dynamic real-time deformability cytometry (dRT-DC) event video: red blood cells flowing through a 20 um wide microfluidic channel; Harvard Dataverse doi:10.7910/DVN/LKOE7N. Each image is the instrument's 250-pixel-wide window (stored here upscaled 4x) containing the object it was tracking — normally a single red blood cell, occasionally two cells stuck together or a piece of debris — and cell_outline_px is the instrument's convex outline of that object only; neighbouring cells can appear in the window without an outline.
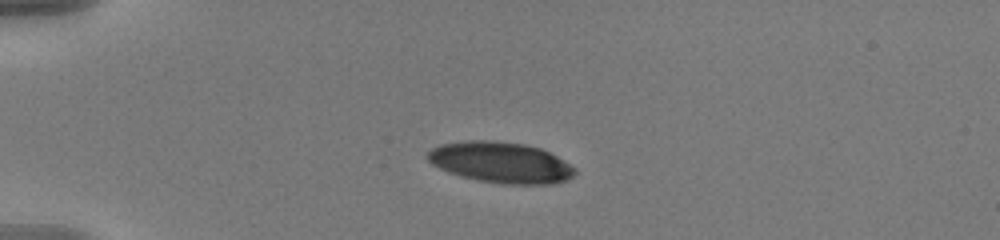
{"species": "human", "species_latin": "Homo sapiens", "temperature_condition": "warm", "stored_images_in_passage": 43, "camera_frame_rate_fps": 3000, "um_per_image_px": 0.085, "donor": {"sex": "male"}, "frame": {"image": 1, "passage_image": 1, "time_ms": 0.0, "image_size_px": [1000, 240], "cell_outline_px": [[576, 172], [568, 180], [556, 184], [504, 184], [476, 180], [460, 176], [448, 172], [432, 164], [428, 160], [428, 152], [432, 148], [440, 144], [468, 140], [488, 140], [524, 144], [540, 148], [564, 160], [576, 168]], "centroid_in_image_um": [42.58, 13.82], "position_along_channel_um": 42.4, "area_um2": 35.2}}
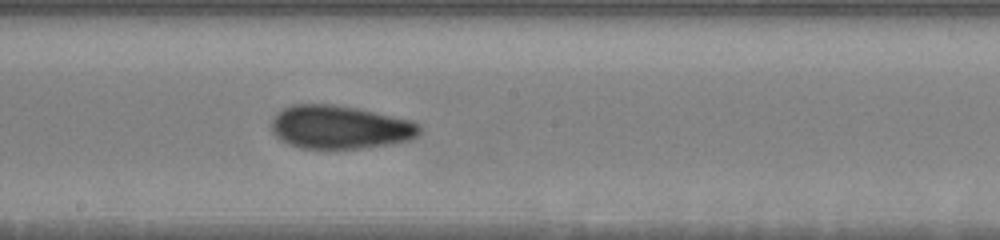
{"frame": {"image": 2, "passage_image": 19, "time_ms": 6.0, "image_size_px": [1000, 240], "cell_outline_px": [[420, 132], [412, 140], [388, 144], [360, 148], [300, 148], [288, 144], [280, 140], [272, 132], [272, 120], [276, 112], [292, 104], [332, 104], [356, 108], [412, 120], [420, 124]], "centroid_in_image_um": [28.88, 10.8], "position_along_channel_um": 219.3, "area_um2": 37.45}}
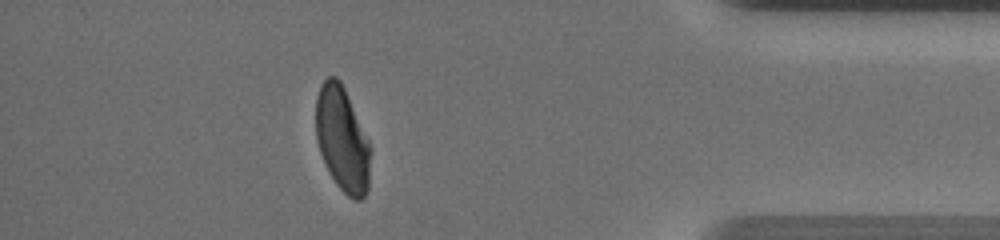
{"frame": {"image": 3, "passage_image": 37, "time_ms": 12.0, "image_size_px": [1000, 240], "cell_outline_px": [[368, 188], [364, 196], [360, 200], [356, 200], [348, 196], [336, 184], [320, 152], [316, 140], [316, 96], [320, 84], [328, 76], [336, 76], [340, 80], [344, 88], [368, 140]], "centroid_in_image_um": [29.05, 11.79], "position_along_channel_um": 406.2, "area_um2": 32.54}, "authors_computed_cell_mechanics": {"area_um2": 36.2984, "velocity_mm_per_s": 3.6451, "shape_relaxation_time_tau1_ms": 5.9485, "shape_relaxation_time_tau2_ms": 1.5032, "deformation_change_tau1": 0.1994, "deformation_change_tau2": 0.0717}}